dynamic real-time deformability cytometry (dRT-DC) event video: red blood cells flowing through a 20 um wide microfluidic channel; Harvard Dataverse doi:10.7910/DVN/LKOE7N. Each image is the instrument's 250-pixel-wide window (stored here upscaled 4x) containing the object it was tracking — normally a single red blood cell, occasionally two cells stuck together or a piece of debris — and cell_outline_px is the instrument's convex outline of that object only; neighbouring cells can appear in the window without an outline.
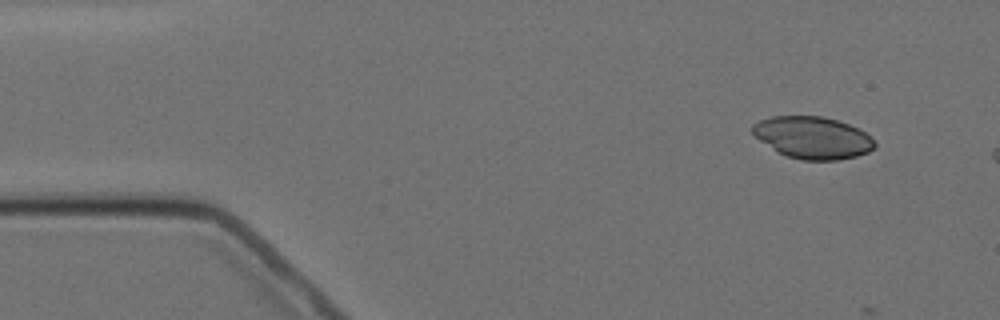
{"species": "Egyptian fruit bat (a non-hibernating species)", "species_latin": "Rousettus aegyptiacus", "temperature_condition": "cold", "stored_images_in_passage": 3, "camera_frame_rate_fps": 3000, "um_per_image_px": 0.085, "animal": {"sex": "female"}, "frame": {"image": 1, "passage_image": 1, "time_ms": 0.0, "image_size_px": [1000, 320], "cell_outline_px": [[876, 144], [868, 152], [856, 156], [840, 160], [800, 160], [776, 152], [760, 140], [752, 132], [752, 124], [760, 120], [772, 116], [824, 116], [848, 124], [872, 136]], "centroid_in_image_um": [69.07, 11.7], "position_along_channel_um": 15.9, "area_um2": 29.94}}